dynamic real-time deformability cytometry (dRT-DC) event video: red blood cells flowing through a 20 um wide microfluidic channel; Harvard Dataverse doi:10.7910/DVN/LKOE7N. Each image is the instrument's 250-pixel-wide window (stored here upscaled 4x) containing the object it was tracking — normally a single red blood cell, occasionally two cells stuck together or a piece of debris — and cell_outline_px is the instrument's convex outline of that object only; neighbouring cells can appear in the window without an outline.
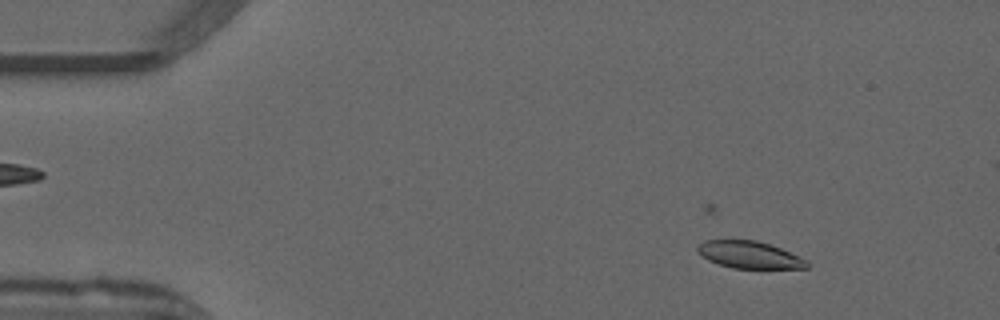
{"species": "common noctule bat (a hibernating species)", "species_latin": "Nyctalus noctula", "temperature_condition": "warm", "stored_images_in_passage": 16, "camera_frame_rate_fps": 3000, "um_per_image_px": 0.085, "animal": {"sex": "male", "forearm_length_mm": 52.5}, "frame": {"image": 1, "passage_image": 6, "time_ms": 1.667, "image_size_px": [1000, 320], "cell_outline_px": [[808, 268], [732, 268], [708, 260], [696, 248], [704, 240], [756, 240], [780, 248], [800, 256], [808, 260]], "centroid_in_image_um": [63.74, 21.66], "position_along_channel_um": 21.3, "area_um2": 17.05}}